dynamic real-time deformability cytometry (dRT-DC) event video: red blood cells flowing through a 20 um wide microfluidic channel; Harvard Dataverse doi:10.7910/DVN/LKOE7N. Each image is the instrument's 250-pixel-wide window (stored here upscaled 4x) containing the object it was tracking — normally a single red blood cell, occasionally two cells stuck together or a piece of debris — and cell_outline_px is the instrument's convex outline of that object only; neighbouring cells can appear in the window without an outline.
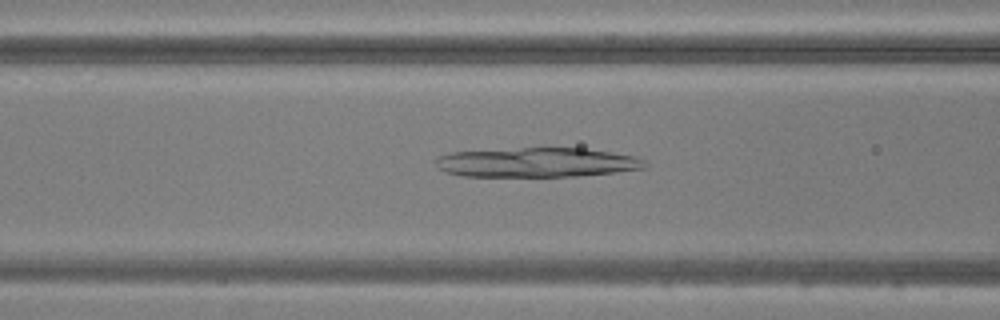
{"species": "common noctule bat (a hibernating species)", "species_latin": "Nyctalus noctula", "temperature_condition": "warm", "stored_images_in_passage": 43, "camera_frame_rate_fps": 3000, "um_per_image_px": 0.085, "animal": {"sex": "male", "body_mass_g": 20.5, "forearm_length_mm": 52.5}, "frame": {"image": 1, "passage_image": 14, "time_ms": 4.333, "image_size_px": [1000, 320], "cell_outline_px": [[648, 168], [616, 172], [580, 176], [464, 176], [444, 172], [432, 160], [436, 156], [452, 152], [520, 148], [584, 148], [636, 156], [644, 160], [648, 164]], "centroid_in_image_um": [45.65, 13.81], "position_along_channel_um": 120.9, "area_um2": 36.18}}
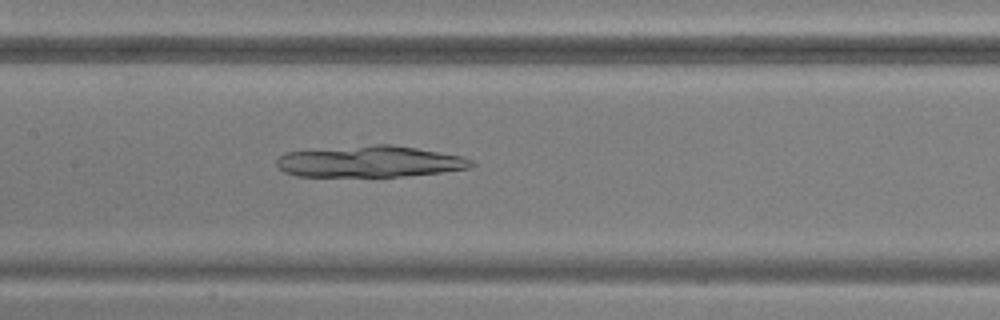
{"frame": {"image": 2, "passage_image": 18, "time_ms": 5.667, "image_size_px": [1000, 320], "cell_outline_px": [[476, 164], [472, 168], [444, 172], [400, 176], [296, 176], [284, 172], [276, 164], [276, 160], [280, 156], [288, 152], [376, 144], [392, 144], [464, 156], [472, 160]], "centroid_in_image_um": [31.51, 13.73], "position_along_channel_um": 175.9, "area_um2": 35.49}}